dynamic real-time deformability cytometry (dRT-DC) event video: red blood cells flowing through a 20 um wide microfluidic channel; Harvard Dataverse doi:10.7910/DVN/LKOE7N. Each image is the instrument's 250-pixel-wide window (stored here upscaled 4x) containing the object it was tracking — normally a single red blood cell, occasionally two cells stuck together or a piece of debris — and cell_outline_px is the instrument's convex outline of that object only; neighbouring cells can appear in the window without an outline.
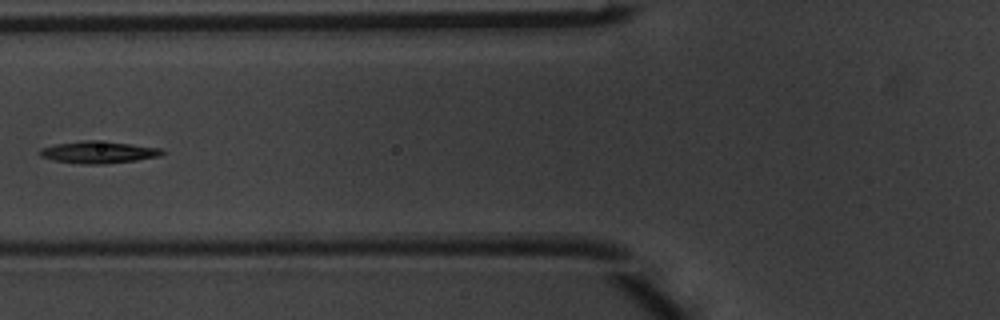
{"species": "common noctule bat (a hibernating species)", "species_latin": "Nyctalus noctula", "temperature_condition": "warm", "stored_images_in_passage": 5, "camera_frame_rate_fps": 3000, "um_per_image_px": 0.085, "animal": {"sex": "male", "body_mass_g": 20.1, "forearm_length_mm": 53.5}, "frame": {"image": 1, "passage_image": 5, "time_ms": 1.333, "image_size_px": [1000, 320], "cell_outline_px": [[164, 152], [160, 156], [136, 160], [104, 164], [84, 164], [52, 160], [40, 156], [40, 148], [56, 144], [80, 140], [92, 140], [128, 144], [160, 148]], "centroid_in_image_um": [8.32, 12.94], "position_along_channel_um": 117.5, "area_um2": 15.49}}